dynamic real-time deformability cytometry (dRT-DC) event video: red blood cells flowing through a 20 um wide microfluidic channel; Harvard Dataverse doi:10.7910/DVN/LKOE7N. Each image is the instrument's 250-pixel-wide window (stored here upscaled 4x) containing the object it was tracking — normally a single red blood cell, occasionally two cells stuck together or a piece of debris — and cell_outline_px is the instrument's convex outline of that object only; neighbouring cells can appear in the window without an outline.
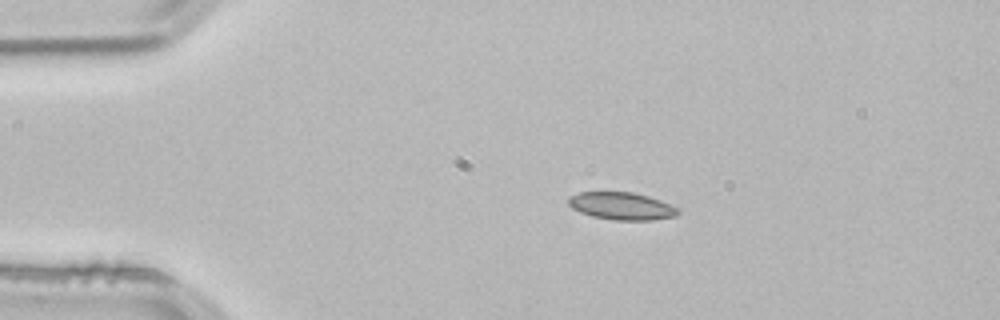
{"species": "common noctule bat (a hibernating species)", "species_latin": "Nyctalus noctula", "temperature_condition": "room temperature", "stored_images_in_passage": 44, "camera_frame_rate_fps": 3000, "um_per_image_px": 0.085, "animal": {"sex": "male", "body_mass_g": 21.5, "forearm_length_mm": 52.0}, "frame": {"image": 1, "passage_image": 1, "time_ms": 0.0, "image_size_px": [1000, 320], "cell_outline_px": [[680, 212], [676, 216], [652, 220], [616, 220], [592, 216], [580, 212], [572, 208], [568, 204], [568, 196], [580, 192], [632, 192], [648, 196], [660, 200], [680, 208]], "centroid_in_image_um": [52.85, 17.51], "position_along_channel_um": 32.1, "area_um2": 17.63}}
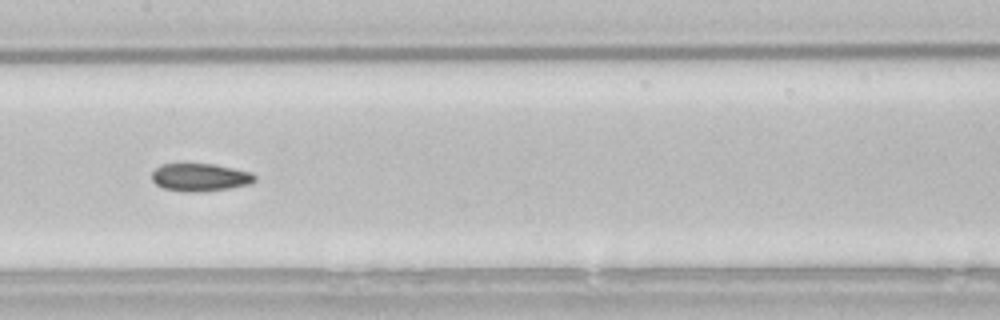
{"frame": {"image": 2, "passage_image": 17, "time_ms": 5.333, "image_size_px": [1000, 320], "cell_outline_px": [[256, 180], [248, 184], [228, 188], [188, 192], [184, 192], [164, 188], [156, 184], [152, 180], [152, 172], [160, 164], [212, 164], [252, 172], [256, 176]], "centroid_in_image_um": [16.99, 15.06], "position_along_channel_um": 190.4, "area_um2": 16.42}}
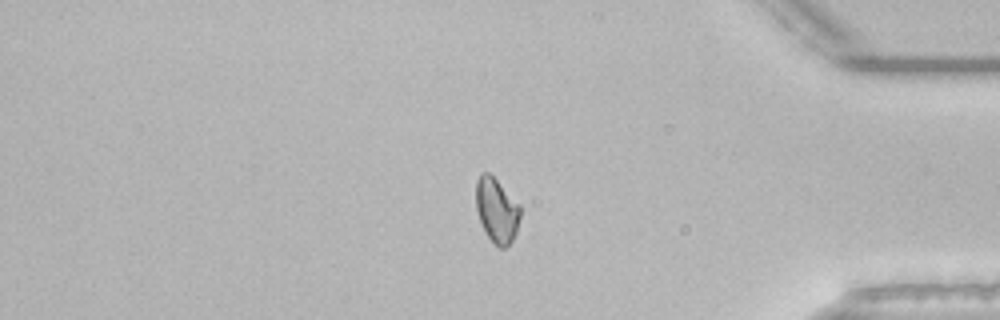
{"frame": {"image": 3, "passage_image": 35, "time_ms": 11.333, "image_size_px": [1000, 320], "cell_outline_px": [[520, 216], [516, 232], [512, 240], [504, 248], [500, 248], [488, 236], [480, 220], [476, 208], [476, 180], [480, 172], [488, 172], [520, 204]], "centroid_in_image_um": [42.22, 17.84], "position_along_channel_um": 393.0, "area_um2": 16.42}, "authors_computed_cell_mechanics": {"area_um2": 16.8776, "velocity_mm_per_s": 3.8405, "shape_relaxation_time_tau1_ms": null, "shape_relaxation_time_tau2_ms": 1.9266, "deformation_change_tau1": null, "deformation_change_tau2": 0.0748}}